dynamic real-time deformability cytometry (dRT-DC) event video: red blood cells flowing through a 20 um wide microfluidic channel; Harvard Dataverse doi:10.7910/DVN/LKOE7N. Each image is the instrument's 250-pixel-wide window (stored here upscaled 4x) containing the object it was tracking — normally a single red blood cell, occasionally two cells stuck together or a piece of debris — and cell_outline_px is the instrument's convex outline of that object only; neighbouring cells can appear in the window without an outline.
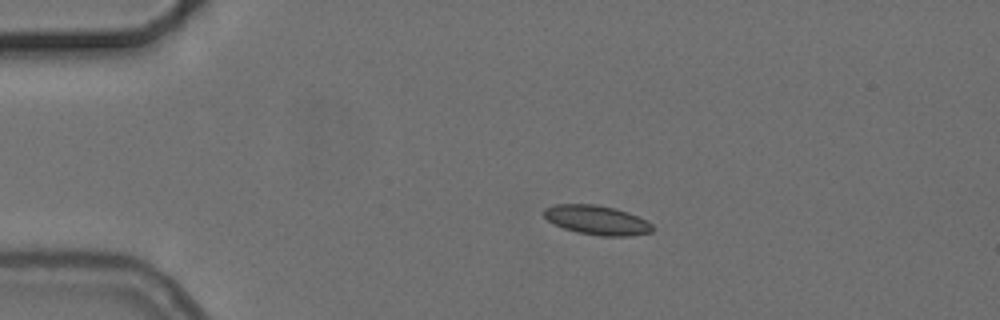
{"species": "common noctule bat (a hibernating species)", "species_latin": "Nyctalus noctula", "temperature_condition": "cold", "stored_images_in_passage": 3, "camera_frame_rate_fps": 3000, "um_per_image_px": 0.085, "animal": {"sex": "female", "body_mass_g": 24.6, "forearm_length_mm": 56.2}, "frame": {"image": 1, "passage_image": 1, "time_ms": 0.0, "image_size_px": [1000, 320], "cell_outline_px": [[652, 232], [632, 236], [600, 236], [576, 232], [564, 228], [548, 220], [544, 216], [544, 208], [556, 204], [596, 204], [616, 208], [628, 212], [648, 220], [652, 224]], "centroid_in_image_um": [50.77, 18.7], "position_along_channel_um": 34.2, "area_um2": 18.67}}
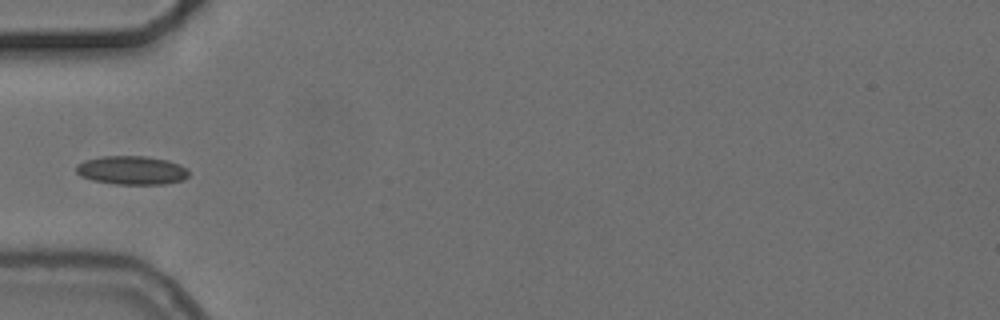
{"frame": {"image": 2, "passage_image": 3, "time_ms": 2.333, "image_size_px": [1000, 320], "cell_outline_px": [[188, 176], [184, 180], [164, 184], [116, 184], [92, 180], [80, 176], [76, 172], [76, 164], [84, 160], [100, 156], [148, 156], [168, 160], [180, 164], [188, 168]], "centroid_in_image_um": [11.2, 14.46], "position_along_channel_um": 73.8, "area_um2": 19.07}}